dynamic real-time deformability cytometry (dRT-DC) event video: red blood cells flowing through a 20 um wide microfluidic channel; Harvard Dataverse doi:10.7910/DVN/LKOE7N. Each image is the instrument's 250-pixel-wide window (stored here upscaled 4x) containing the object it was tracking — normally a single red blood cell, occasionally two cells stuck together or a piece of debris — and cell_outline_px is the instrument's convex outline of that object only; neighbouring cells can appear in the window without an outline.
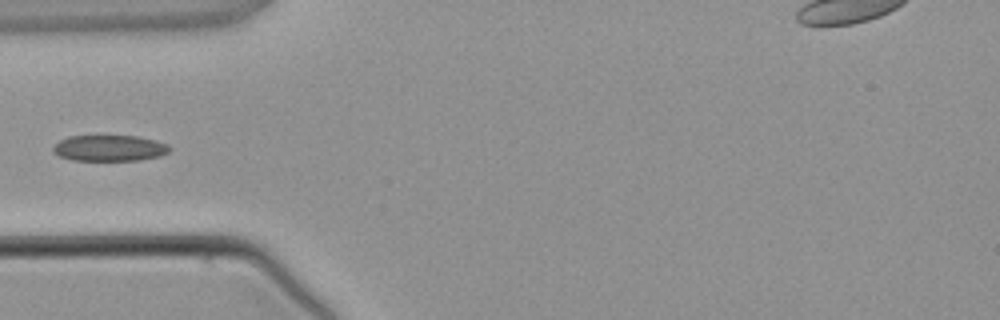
{"species": "common noctule bat (a hibernating species)", "species_latin": "Nyctalus noctula", "temperature_condition": "warm", "stored_images_in_passage": 3, "camera_frame_rate_fps": 3000, "um_per_image_px": 0.085, "animal": {"sex": "male", "body_mass_g": 21.5, "forearm_length_mm": 52.0}, "frame": {"image": 1, "passage_image": 3, "time_ms": 2.667, "image_size_px": [1000, 320], "cell_outline_px": [[172, 148], [168, 152], [160, 156], [140, 160], [72, 160], [60, 156], [52, 152], [52, 148], [60, 140], [68, 136], [136, 136], [156, 140], [168, 144]], "centroid_in_image_um": [9.32, 12.59], "position_along_channel_um": 75.7, "area_um2": 17.69}}